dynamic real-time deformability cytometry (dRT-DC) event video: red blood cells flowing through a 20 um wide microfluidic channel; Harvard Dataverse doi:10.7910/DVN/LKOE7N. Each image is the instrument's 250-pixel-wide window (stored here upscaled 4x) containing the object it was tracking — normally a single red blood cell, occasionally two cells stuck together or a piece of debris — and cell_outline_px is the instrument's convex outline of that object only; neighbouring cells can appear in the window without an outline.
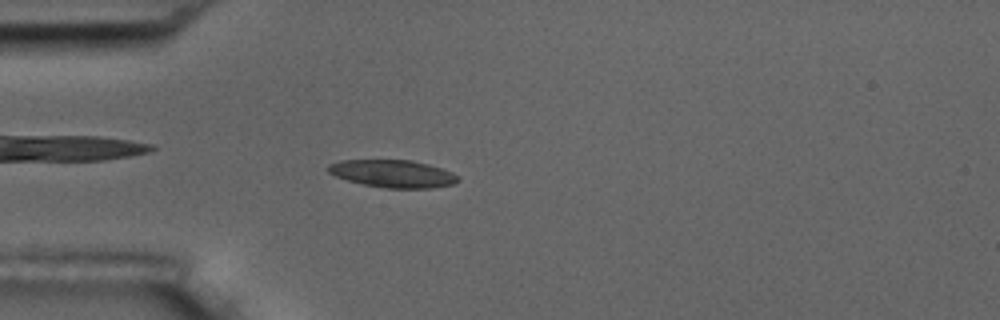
{"species": "common noctule bat (a hibernating species)", "species_latin": "Nyctalus noctula", "temperature_condition": "room temperature", "stored_images_in_passage": 58, "camera_frame_rate_fps": 3000, "um_per_image_px": 0.085, "animal": {"sex": "male", "body_mass_g": 17.5, "forearm_length_mm": 52.3}, "frame": {"image": 1, "passage_image": 16, "time_ms": 5.0, "image_size_px": [1000, 320], "cell_outline_px": [[460, 180], [452, 184], [432, 188], [388, 188], [364, 184], [348, 180], [336, 176], [328, 172], [328, 164], [340, 160], [412, 160], [444, 168], [460, 176]], "centroid_in_image_um": [33.44, 14.75], "position_along_channel_um": 51.6, "area_um2": 20.87}}
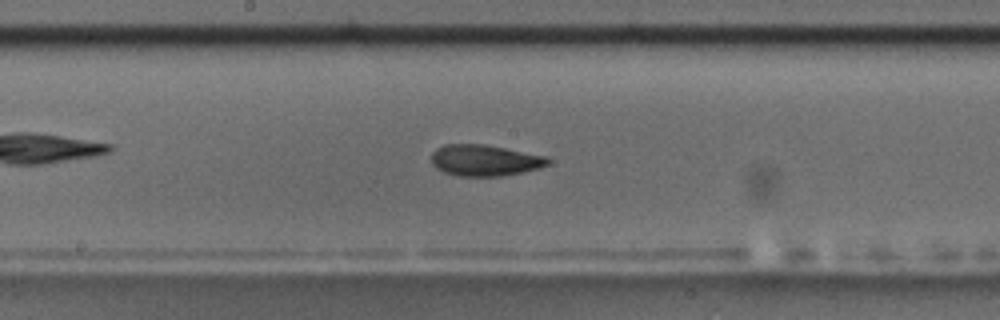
{"frame": {"image": 2, "passage_image": 30, "time_ms": 9.667, "image_size_px": [1000, 320], "cell_outline_px": [[552, 160], [548, 164], [540, 168], [524, 172], [500, 176], [460, 176], [444, 172], [436, 168], [432, 164], [432, 152], [436, 148], [444, 144], [484, 144], [548, 156]], "centroid_in_image_um": [41.23, 13.62], "position_along_channel_um": 207.0, "area_um2": 21.39}}
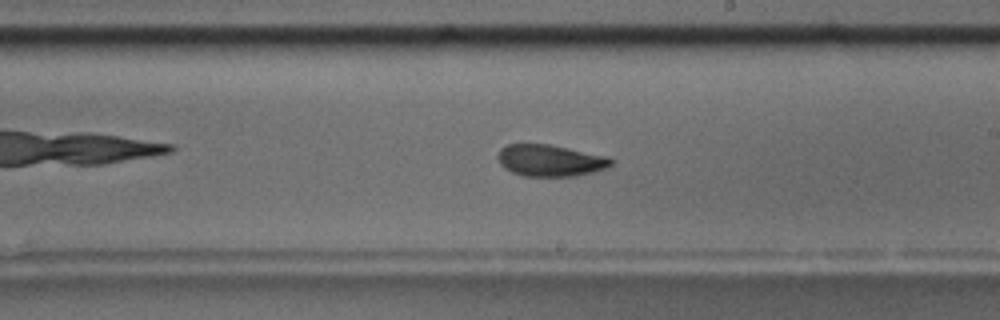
{"frame": {"image": 3, "passage_image": 33, "time_ms": 10.667, "image_size_px": [1000, 320], "cell_outline_px": [[612, 164], [604, 168], [592, 172], [576, 176], [524, 176], [512, 172], [504, 168], [500, 164], [496, 156], [500, 148], [508, 144], [548, 144], [608, 156], [612, 160]], "centroid_in_image_um": [46.72, 13.64], "position_along_channel_um": 242.3, "area_um2": 20.87}}